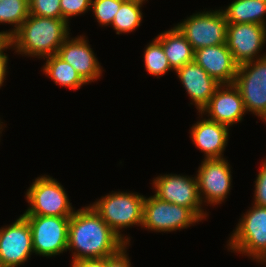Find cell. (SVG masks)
<instances>
[{"label": "cell", "mask_w": 266, "mask_h": 267, "mask_svg": "<svg viewBox=\"0 0 266 267\" xmlns=\"http://www.w3.org/2000/svg\"><path fill=\"white\" fill-rule=\"evenodd\" d=\"M231 166L226 158L203 159L196 172L203 205H219L232 189Z\"/></svg>", "instance_id": "cell-11"}, {"label": "cell", "mask_w": 266, "mask_h": 267, "mask_svg": "<svg viewBox=\"0 0 266 267\" xmlns=\"http://www.w3.org/2000/svg\"><path fill=\"white\" fill-rule=\"evenodd\" d=\"M124 0H92L91 10L99 26H111L121 3Z\"/></svg>", "instance_id": "cell-25"}, {"label": "cell", "mask_w": 266, "mask_h": 267, "mask_svg": "<svg viewBox=\"0 0 266 267\" xmlns=\"http://www.w3.org/2000/svg\"><path fill=\"white\" fill-rule=\"evenodd\" d=\"M1 123H2V124H1ZM4 127H6V126H4L3 122H2L1 119H0V137H1V134H2V132H3Z\"/></svg>", "instance_id": "cell-33"}, {"label": "cell", "mask_w": 266, "mask_h": 267, "mask_svg": "<svg viewBox=\"0 0 266 267\" xmlns=\"http://www.w3.org/2000/svg\"><path fill=\"white\" fill-rule=\"evenodd\" d=\"M175 73L190 97V104L195 105L197 113L208 104L216 89L221 85L194 61L178 68Z\"/></svg>", "instance_id": "cell-18"}, {"label": "cell", "mask_w": 266, "mask_h": 267, "mask_svg": "<svg viewBox=\"0 0 266 267\" xmlns=\"http://www.w3.org/2000/svg\"><path fill=\"white\" fill-rule=\"evenodd\" d=\"M33 253L30 225L23 215L12 224L0 227L1 267H20Z\"/></svg>", "instance_id": "cell-13"}, {"label": "cell", "mask_w": 266, "mask_h": 267, "mask_svg": "<svg viewBox=\"0 0 266 267\" xmlns=\"http://www.w3.org/2000/svg\"><path fill=\"white\" fill-rule=\"evenodd\" d=\"M29 16L28 0H0V24H10L13 28L6 30L10 37Z\"/></svg>", "instance_id": "cell-23"}, {"label": "cell", "mask_w": 266, "mask_h": 267, "mask_svg": "<svg viewBox=\"0 0 266 267\" xmlns=\"http://www.w3.org/2000/svg\"><path fill=\"white\" fill-rule=\"evenodd\" d=\"M144 3L124 0L121 3L118 12L116 13L114 20L112 22L113 30L116 34H125L129 32H134L143 20L142 6Z\"/></svg>", "instance_id": "cell-22"}, {"label": "cell", "mask_w": 266, "mask_h": 267, "mask_svg": "<svg viewBox=\"0 0 266 267\" xmlns=\"http://www.w3.org/2000/svg\"><path fill=\"white\" fill-rule=\"evenodd\" d=\"M126 245L91 204L70 217L67 250L72 251V262L112 257Z\"/></svg>", "instance_id": "cell-1"}, {"label": "cell", "mask_w": 266, "mask_h": 267, "mask_svg": "<svg viewBox=\"0 0 266 267\" xmlns=\"http://www.w3.org/2000/svg\"><path fill=\"white\" fill-rule=\"evenodd\" d=\"M193 61L219 84L234 83L238 65L226 43L194 51Z\"/></svg>", "instance_id": "cell-16"}, {"label": "cell", "mask_w": 266, "mask_h": 267, "mask_svg": "<svg viewBox=\"0 0 266 267\" xmlns=\"http://www.w3.org/2000/svg\"><path fill=\"white\" fill-rule=\"evenodd\" d=\"M144 200L145 196L140 193L112 191L91 205L107 225L130 245V237L124 236L121 231L135 225L142 226Z\"/></svg>", "instance_id": "cell-3"}, {"label": "cell", "mask_w": 266, "mask_h": 267, "mask_svg": "<svg viewBox=\"0 0 266 267\" xmlns=\"http://www.w3.org/2000/svg\"><path fill=\"white\" fill-rule=\"evenodd\" d=\"M9 40V37L6 35V31L0 32V48Z\"/></svg>", "instance_id": "cell-32"}, {"label": "cell", "mask_w": 266, "mask_h": 267, "mask_svg": "<svg viewBox=\"0 0 266 267\" xmlns=\"http://www.w3.org/2000/svg\"><path fill=\"white\" fill-rule=\"evenodd\" d=\"M46 62L43 65V74L48 76L55 84L67 87L71 90H77L87 84L75 69L63 61L57 54L45 57Z\"/></svg>", "instance_id": "cell-21"}, {"label": "cell", "mask_w": 266, "mask_h": 267, "mask_svg": "<svg viewBox=\"0 0 266 267\" xmlns=\"http://www.w3.org/2000/svg\"><path fill=\"white\" fill-rule=\"evenodd\" d=\"M69 23L62 18L30 15L9 37L12 50L18 55L45 58L58 53L70 36Z\"/></svg>", "instance_id": "cell-2"}, {"label": "cell", "mask_w": 266, "mask_h": 267, "mask_svg": "<svg viewBox=\"0 0 266 267\" xmlns=\"http://www.w3.org/2000/svg\"><path fill=\"white\" fill-rule=\"evenodd\" d=\"M152 186L159 199L190 208L201 220L209 215L202 207L196 175L160 174L153 178Z\"/></svg>", "instance_id": "cell-9"}, {"label": "cell", "mask_w": 266, "mask_h": 267, "mask_svg": "<svg viewBox=\"0 0 266 267\" xmlns=\"http://www.w3.org/2000/svg\"><path fill=\"white\" fill-rule=\"evenodd\" d=\"M133 1H138V2H141V3L145 4V2L148 1V0H133Z\"/></svg>", "instance_id": "cell-34"}, {"label": "cell", "mask_w": 266, "mask_h": 267, "mask_svg": "<svg viewBox=\"0 0 266 267\" xmlns=\"http://www.w3.org/2000/svg\"><path fill=\"white\" fill-rule=\"evenodd\" d=\"M202 220L187 207L163 201L155 195L145 197L141 228L154 232L186 229Z\"/></svg>", "instance_id": "cell-7"}, {"label": "cell", "mask_w": 266, "mask_h": 267, "mask_svg": "<svg viewBox=\"0 0 266 267\" xmlns=\"http://www.w3.org/2000/svg\"><path fill=\"white\" fill-rule=\"evenodd\" d=\"M245 113L238 88L234 84H221L199 115H207L209 120L230 127L241 122Z\"/></svg>", "instance_id": "cell-15"}, {"label": "cell", "mask_w": 266, "mask_h": 267, "mask_svg": "<svg viewBox=\"0 0 266 267\" xmlns=\"http://www.w3.org/2000/svg\"><path fill=\"white\" fill-rule=\"evenodd\" d=\"M23 216L30 225L35 255L49 258L67 252L70 217Z\"/></svg>", "instance_id": "cell-8"}, {"label": "cell", "mask_w": 266, "mask_h": 267, "mask_svg": "<svg viewBox=\"0 0 266 267\" xmlns=\"http://www.w3.org/2000/svg\"><path fill=\"white\" fill-rule=\"evenodd\" d=\"M88 42L89 40L84 35L74 38L69 36L57 53L63 61L75 69L87 84L101 78L104 71Z\"/></svg>", "instance_id": "cell-14"}, {"label": "cell", "mask_w": 266, "mask_h": 267, "mask_svg": "<svg viewBox=\"0 0 266 267\" xmlns=\"http://www.w3.org/2000/svg\"><path fill=\"white\" fill-rule=\"evenodd\" d=\"M264 161V162H263ZM262 161L256 180L254 181L253 204L266 207V159Z\"/></svg>", "instance_id": "cell-28"}, {"label": "cell", "mask_w": 266, "mask_h": 267, "mask_svg": "<svg viewBox=\"0 0 266 267\" xmlns=\"http://www.w3.org/2000/svg\"><path fill=\"white\" fill-rule=\"evenodd\" d=\"M265 43L266 26L254 23H228L226 44L238 66L265 57L266 53L259 54Z\"/></svg>", "instance_id": "cell-12"}, {"label": "cell", "mask_w": 266, "mask_h": 267, "mask_svg": "<svg viewBox=\"0 0 266 267\" xmlns=\"http://www.w3.org/2000/svg\"><path fill=\"white\" fill-rule=\"evenodd\" d=\"M29 14L49 18H62L60 0H28Z\"/></svg>", "instance_id": "cell-26"}, {"label": "cell", "mask_w": 266, "mask_h": 267, "mask_svg": "<svg viewBox=\"0 0 266 267\" xmlns=\"http://www.w3.org/2000/svg\"><path fill=\"white\" fill-rule=\"evenodd\" d=\"M199 119L190 128V138L204 159L224 158V151L229 140V127L209 120L207 117Z\"/></svg>", "instance_id": "cell-17"}, {"label": "cell", "mask_w": 266, "mask_h": 267, "mask_svg": "<svg viewBox=\"0 0 266 267\" xmlns=\"http://www.w3.org/2000/svg\"><path fill=\"white\" fill-rule=\"evenodd\" d=\"M222 11L228 23H254L266 26L264 0H233Z\"/></svg>", "instance_id": "cell-20"}, {"label": "cell", "mask_w": 266, "mask_h": 267, "mask_svg": "<svg viewBox=\"0 0 266 267\" xmlns=\"http://www.w3.org/2000/svg\"><path fill=\"white\" fill-rule=\"evenodd\" d=\"M25 194L29 207L22 215L71 217L75 212L64 187L49 175L35 178Z\"/></svg>", "instance_id": "cell-5"}, {"label": "cell", "mask_w": 266, "mask_h": 267, "mask_svg": "<svg viewBox=\"0 0 266 267\" xmlns=\"http://www.w3.org/2000/svg\"><path fill=\"white\" fill-rule=\"evenodd\" d=\"M92 0H60L62 19L68 23L69 19L74 16L85 14L91 9Z\"/></svg>", "instance_id": "cell-27"}, {"label": "cell", "mask_w": 266, "mask_h": 267, "mask_svg": "<svg viewBox=\"0 0 266 267\" xmlns=\"http://www.w3.org/2000/svg\"><path fill=\"white\" fill-rule=\"evenodd\" d=\"M7 49H13L10 40H8L1 48H0V88L3 86L4 81L6 80V73L8 67V54L4 53Z\"/></svg>", "instance_id": "cell-30"}, {"label": "cell", "mask_w": 266, "mask_h": 267, "mask_svg": "<svg viewBox=\"0 0 266 267\" xmlns=\"http://www.w3.org/2000/svg\"><path fill=\"white\" fill-rule=\"evenodd\" d=\"M227 25L222 9H215L193 13L175 26L196 51L203 47L226 43Z\"/></svg>", "instance_id": "cell-6"}, {"label": "cell", "mask_w": 266, "mask_h": 267, "mask_svg": "<svg viewBox=\"0 0 266 267\" xmlns=\"http://www.w3.org/2000/svg\"><path fill=\"white\" fill-rule=\"evenodd\" d=\"M227 241L228 250L263 264L266 261V207L252 204Z\"/></svg>", "instance_id": "cell-4"}, {"label": "cell", "mask_w": 266, "mask_h": 267, "mask_svg": "<svg viewBox=\"0 0 266 267\" xmlns=\"http://www.w3.org/2000/svg\"><path fill=\"white\" fill-rule=\"evenodd\" d=\"M161 43L171 68L176 71L185 64L194 60V49L185 36L174 25L170 30L161 32L156 36Z\"/></svg>", "instance_id": "cell-19"}, {"label": "cell", "mask_w": 266, "mask_h": 267, "mask_svg": "<svg viewBox=\"0 0 266 267\" xmlns=\"http://www.w3.org/2000/svg\"><path fill=\"white\" fill-rule=\"evenodd\" d=\"M71 267H105V258L81 259L71 262Z\"/></svg>", "instance_id": "cell-31"}, {"label": "cell", "mask_w": 266, "mask_h": 267, "mask_svg": "<svg viewBox=\"0 0 266 267\" xmlns=\"http://www.w3.org/2000/svg\"><path fill=\"white\" fill-rule=\"evenodd\" d=\"M128 246L130 245H126L116 255L105 258V267H132L127 254Z\"/></svg>", "instance_id": "cell-29"}, {"label": "cell", "mask_w": 266, "mask_h": 267, "mask_svg": "<svg viewBox=\"0 0 266 267\" xmlns=\"http://www.w3.org/2000/svg\"><path fill=\"white\" fill-rule=\"evenodd\" d=\"M233 84L240 91L246 112L266 123V56L239 65Z\"/></svg>", "instance_id": "cell-10"}, {"label": "cell", "mask_w": 266, "mask_h": 267, "mask_svg": "<svg viewBox=\"0 0 266 267\" xmlns=\"http://www.w3.org/2000/svg\"><path fill=\"white\" fill-rule=\"evenodd\" d=\"M144 65L148 74L162 77L168 71H174L165 55L161 43L154 38L144 49Z\"/></svg>", "instance_id": "cell-24"}]
</instances>
